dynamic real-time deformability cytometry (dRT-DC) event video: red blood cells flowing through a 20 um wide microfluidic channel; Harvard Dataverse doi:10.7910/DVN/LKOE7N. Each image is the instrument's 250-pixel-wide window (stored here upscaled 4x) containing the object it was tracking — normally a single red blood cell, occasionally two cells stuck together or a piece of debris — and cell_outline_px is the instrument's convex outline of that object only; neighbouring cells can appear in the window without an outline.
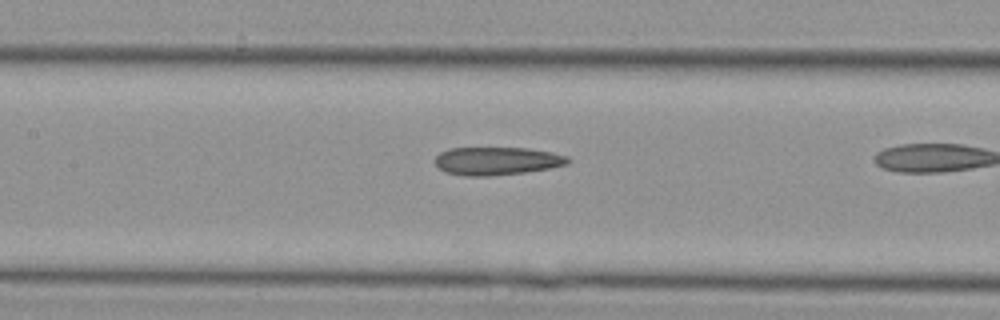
{"species": "Egyptian fruit bat (a non-hibernating species)", "species_latin": "Rousettus aegyptiacus", "temperature_condition": "cold", "stored_images_in_passage": 9, "camera_frame_rate_fps": 3000, "um_per_image_px": 0.085, "animal": {"sex": "female"}, "frame": {"image": 1, "passage_image": 6, "time_ms": 1.667, "image_size_px": [1000, 320], "cell_outline_px": [[568, 164], [548, 168], [524, 172], [488, 176], [464, 176], [444, 172], [436, 164], [436, 156], [440, 152], [448, 148], [528, 148], [552, 152], [568, 156]], "centroid_in_image_um": [42.21, 13.68], "position_along_channel_um": 165.2, "area_um2": 21.62}}
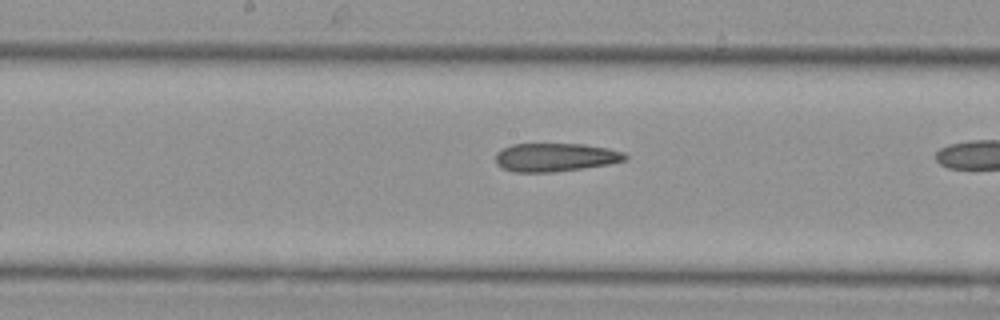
{"frame": {"image": 2, "passage_image": 8, "time_ms": 2.333, "image_size_px": [1000, 320], "cell_outline_px": [[628, 160], [608, 164], [552, 172], [512, 172], [496, 164], [496, 152], [512, 144], [584, 144], [608, 148], [624, 152], [628, 156]], "centroid_in_image_um": [47.21, 13.36], "position_along_channel_um": 201.0, "area_um2": 21.39}}